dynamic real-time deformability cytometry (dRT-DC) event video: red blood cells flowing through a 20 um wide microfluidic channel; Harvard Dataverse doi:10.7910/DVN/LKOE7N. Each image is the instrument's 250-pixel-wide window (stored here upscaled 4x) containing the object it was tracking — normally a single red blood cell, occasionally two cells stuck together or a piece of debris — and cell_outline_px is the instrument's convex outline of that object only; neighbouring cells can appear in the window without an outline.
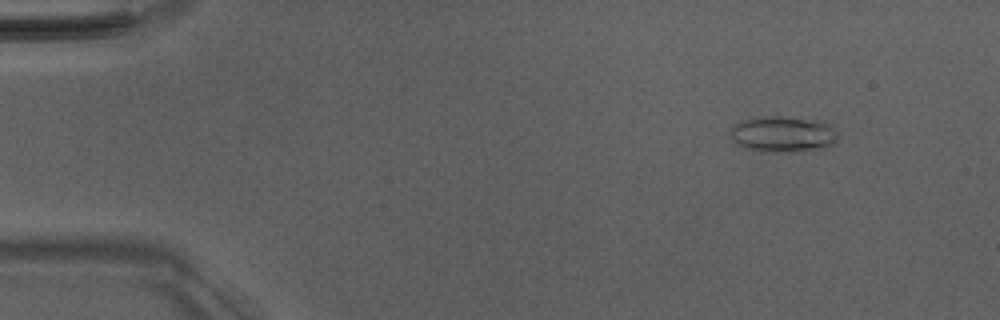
{"species": "Egyptian fruit bat (a non-hibernating species)", "species_latin": "Rousettus aegyptiacus", "temperature_condition": "room temperature", "stored_images_in_passage": 51, "camera_frame_rate_fps": 3000, "um_per_image_px": 0.085, "animal": {"sex": "male"}, "frame": {"image": 1, "passage_image": 6, "time_ms": 1.667, "image_size_px": [1000, 320], "cell_outline_px": [[836, 140], [832, 144], [824, 148], [788, 152], [768, 152], [748, 148], [736, 144], [732, 140], [732, 124], [744, 120], [764, 116], [780, 116], [824, 120], [832, 124], [836, 128]], "centroid_in_image_um": [66.6, 11.38], "position_along_channel_um": 18.4, "area_um2": 22.72}}
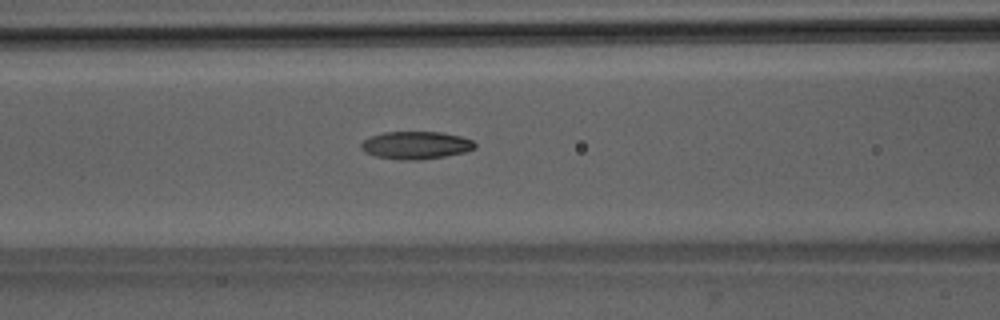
{"frame": {"image": 2, "passage_image": 22, "time_ms": 7.0, "image_size_px": [1000, 320], "cell_outline_px": [[476, 148], [464, 152], [444, 156], [420, 160], [400, 160], [376, 156], [364, 152], [360, 148], [360, 144], [364, 140], [372, 136], [384, 132], [440, 132], [460, 136], [472, 140], [476, 144]], "centroid_in_image_um": [35.34, 12.35], "position_along_channel_um": 131.3, "area_um2": 18.32}}
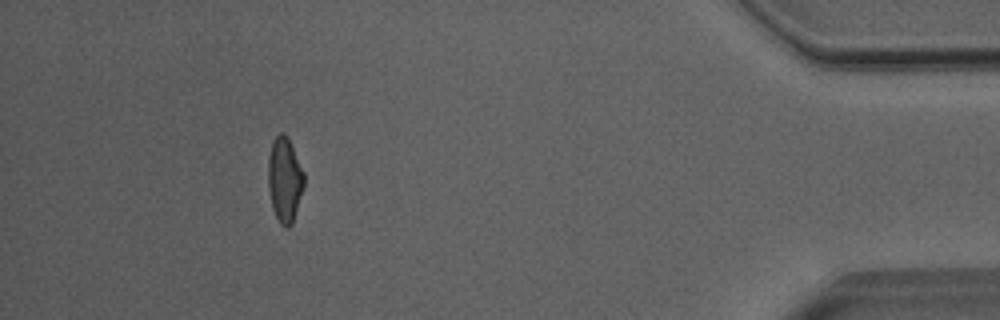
{"frame": {"image": 3, "passage_image": 47, "time_ms": 15.333, "image_size_px": [1000, 320], "cell_outline_px": [[304, 184], [292, 224], [288, 228], [284, 228], [280, 224], [272, 208], [268, 188], [268, 156], [272, 140], [280, 132], [284, 132], [288, 136], [304, 172]], "centroid_in_image_um": [24.18, 15.24], "position_along_channel_um": 411.0, "area_um2": 17.92}, "authors_computed_cell_mechanics": {"area_um2": 18.0914, "velocity_mm_per_s": 4.0576, "shape_relaxation_time_tau1_ms": 5.8465, "shape_relaxation_time_tau2_ms": 2.3979, "deformation_change_tau1": 0.205, "deformation_change_tau2": 0.0958}}